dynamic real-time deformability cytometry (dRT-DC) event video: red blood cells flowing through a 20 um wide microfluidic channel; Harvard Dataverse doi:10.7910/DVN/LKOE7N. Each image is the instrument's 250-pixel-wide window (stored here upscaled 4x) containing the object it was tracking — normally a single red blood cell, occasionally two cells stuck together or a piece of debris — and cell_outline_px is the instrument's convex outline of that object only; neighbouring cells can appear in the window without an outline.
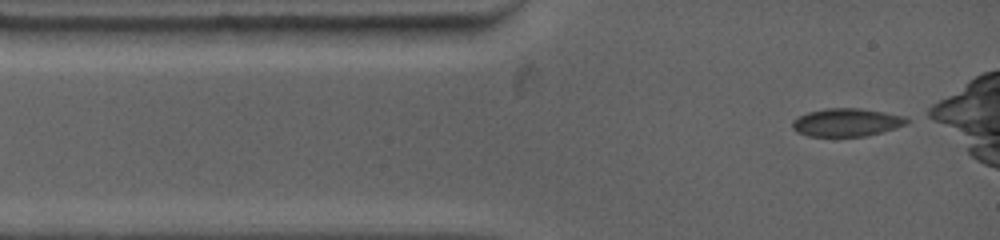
{"species": "common noctule bat (a hibernating species)", "species_latin": "Nyctalus noctula", "temperature_condition": "warm", "stored_images_in_passage": 79, "camera_frame_rate_fps": 4500, "um_per_image_px": 0.085, "animal": {"sex": "female", "body_mass_g": 19.0, "forearm_length_mm": 53.3}, "frame": {"image": 1, "passage_image": 1, "time_ms": 0.0, "image_size_px": [1000, 240], "cell_outline_px": [[908, 124], [896, 128], [868, 136], [808, 136], [796, 132], [792, 128], [792, 120], [808, 112], [828, 108], [860, 108], [884, 112], [904, 116], [908, 120]], "centroid_in_image_um": [71.96, 10.41], "position_along_channel_um": 13.0, "area_um2": 18.73}}
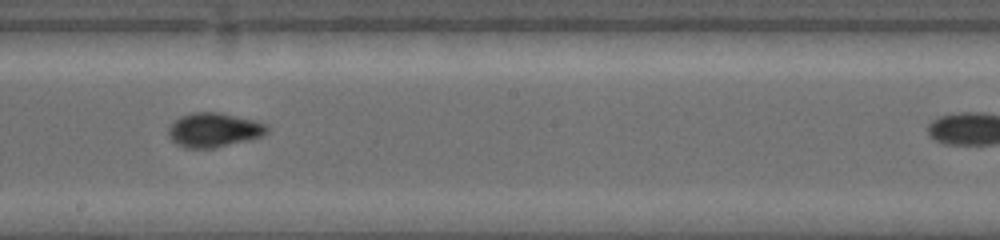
{"frame": {"image": 2, "passage_image": 34, "time_ms": 6.444, "image_size_px": [1000, 240], "cell_outline_px": [[268, 132], [260, 136], [248, 140], [216, 148], [184, 148], [176, 144], [168, 136], [168, 128], [180, 116], [192, 112], [220, 112], [268, 124]], "centroid_in_image_um": [18.16, 11.05], "position_along_channel_um": 230.0, "area_um2": 19.71}}
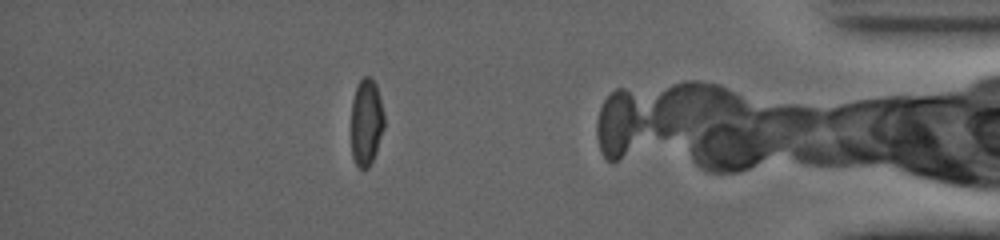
{"frame": {"image": 3, "passage_image": 66, "time_ms": 12.444, "image_size_px": [1000, 240], "cell_outline_px": [[384, 128], [372, 160], [368, 168], [360, 168], [356, 164], [352, 156], [352, 100], [356, 88], [360, 80], [364, 76], [372, 76], [376, 84], [384, 112]], "centroid_in_image_um": [31.14, 10.34], "position_along_channel_um": 404.1, "area_um2": 16.59}}